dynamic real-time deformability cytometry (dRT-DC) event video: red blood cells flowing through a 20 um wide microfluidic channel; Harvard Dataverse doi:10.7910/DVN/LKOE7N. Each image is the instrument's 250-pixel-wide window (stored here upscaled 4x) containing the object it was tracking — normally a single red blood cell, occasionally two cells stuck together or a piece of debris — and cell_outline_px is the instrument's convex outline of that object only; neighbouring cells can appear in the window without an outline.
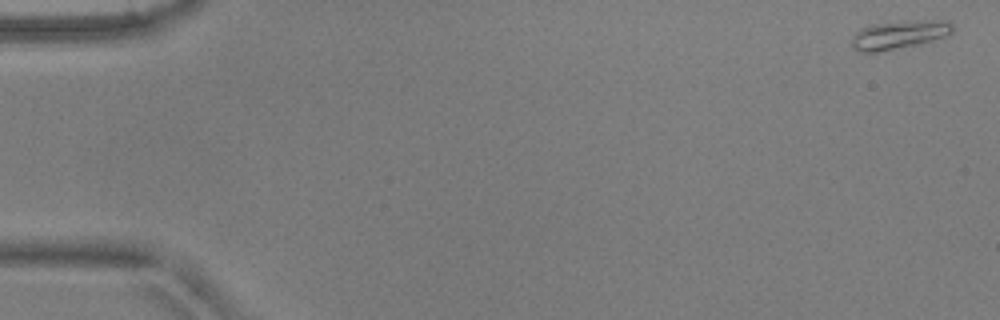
{"species": "common noctule bat (a hibernating species)", "species_latin": "Nyctalus noctula", "temperature_condition": "warm", "stored_images_in_passage": 5, "camera_frame_rate_fps": 3000, "um_per_image_px": 0.085, "animal": {"sex": "male", "body_mass_g": 17.9, "forearm_length_mm": 54.2}, "frame": {"image": 1, "passage_image": 1, "time_ms": 0.0, "image_size_px": [1000, 320], "cell_outline_px": [[952, 32], [944, 36], [920, 44], [876, 52], [860, 52], [852, 48], [852, 36], [860, 28], [872, 24], [904, 20], [948, 20], [952, 24]], "centroid_in_image_um": [76.4, 2.93], "position_along_channel_um": 8.6, "area_um2": 16.88}}